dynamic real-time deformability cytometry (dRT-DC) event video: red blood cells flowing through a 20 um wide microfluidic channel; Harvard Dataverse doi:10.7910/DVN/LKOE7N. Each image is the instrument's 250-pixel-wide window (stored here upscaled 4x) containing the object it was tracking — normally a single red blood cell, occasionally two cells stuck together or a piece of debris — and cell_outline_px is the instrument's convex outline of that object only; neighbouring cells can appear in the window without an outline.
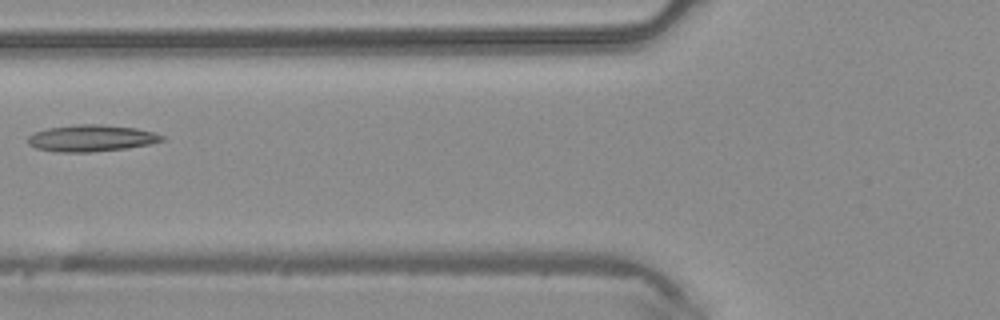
{"species": "common noctule bat (a hibernating species)", "species_latin": "Nyctalus noctula", "temperature_condition": "warm", "stored_images_in_passage": 5, "camera_frame_rate_fps": 3000, "um_per_image_px": 0.085, "animal": {"sex": "male", "body_mass_g": 20.4}, "frame": {"image": 1, "passage_image": 5, "time_ms": 1.333, "image_size_px": [1000, 320], "cell_outline_px": [[164, 140], [148, 144], [128, 148], [92, 152], [56, 152], [36, 148], [28, 144], [28, 136], [32, 132], [48, 128], [76, 124], [100, 124], [136, 128], [152, 132], [164, 136]], "centroid_in_image_um": [7.72, 11.74], "position_along_channel_um": 118.1, "area_um2": 20.87}}